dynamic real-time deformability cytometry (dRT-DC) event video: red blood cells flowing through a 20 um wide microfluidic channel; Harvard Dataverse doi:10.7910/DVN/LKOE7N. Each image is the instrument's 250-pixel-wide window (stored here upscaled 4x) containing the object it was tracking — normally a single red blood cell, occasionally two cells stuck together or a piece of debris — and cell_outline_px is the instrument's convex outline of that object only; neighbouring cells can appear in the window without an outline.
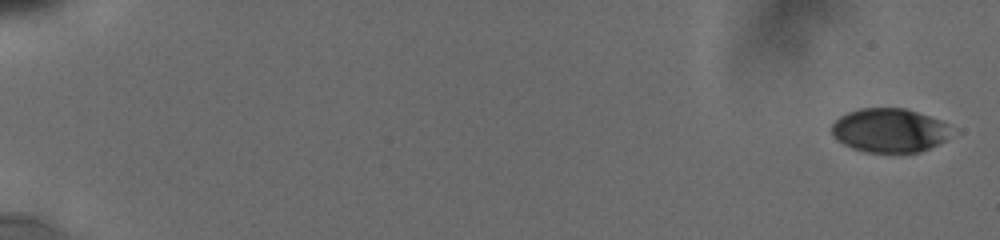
{"species": "human", "species_latin": "Homo sapiens", "temperature_condition": "cold", "stored_images_in_passage": 23, "camera_frame_rate_fps": 3000, "um_per_image_px": 0.085, "donor": {"sex": "male"}, "frame": {"image": 1, "passage_image": 1, "time_ms": 0.0, "image_size_px": [1000, 240], "cell_outline_px": [[948, 124], [944, 140], [920, 152], [864, 152], [852, 148], [836, 140], [832, 136], [832, 124], [840, 116], [848, 112], [860, 108], [904, 108], [940, 120]], "centroid_in_image_um": [75.51, 11.08], "position_along_channel_um": 9.5, "area_um2": 30.17}}
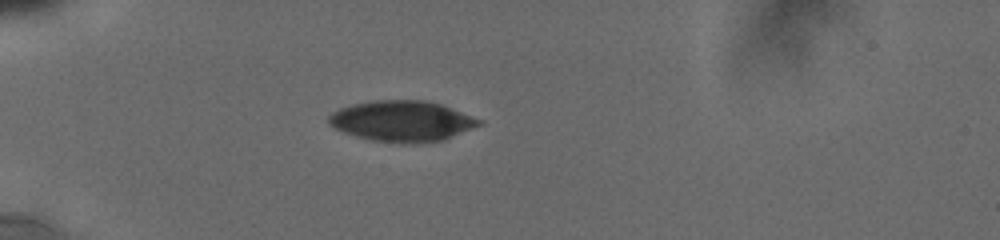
{"frame": {"image": 2, "passage_image": 15, "time_ms": 5.667, "image_size_px": [1000, 240], "cell_outline_px": [[484, 124], [444, 140], [400, 144], [372, 140], [356, 136], [344, 132], [328, 124], [328, 116], [332, 112], [340, 108], [352, 104], [376, 100], [424, 100], [440, 104], [484, 120]], "centroid_in_image_um": [34.2, 10.29], "position_along_channel_um": 50.8, "area_um2": 35.78}}
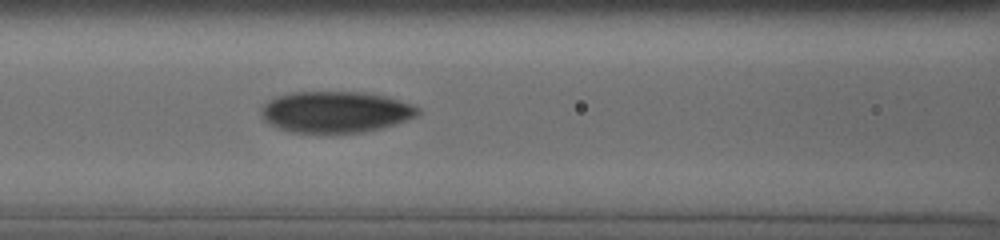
{"frame": {"image": 3, "passage_image": 23, "time_ms": 8.667, "image_size_px": [1000, 240], "cell_outline_px": [[420, 112], [416, 116], [380, 128], [364, 132], [332, 136], [324, 136], [292, 132], [280, 128], [264, 120], [264, 104], [280, 96], [296, 92], [364, 92], [384, 96], [420, 108]], "centroid_in_image_um": [28.53, 9.57], "position_along_channel_um": 138.1, "area_um2": 37.74}}